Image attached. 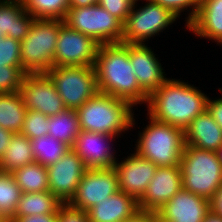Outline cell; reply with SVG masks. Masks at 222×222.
Wrapping results in <instances>:
<instances>
[{"label":"cell","mask_w":222,"mask_h":222,"mask_svg":"<svg viewBox=\"0 0 222 222\" xmlns=\"http://www.w3.org/2000/svg\"><path fill=\"white\" fill-rule=\"evenodd\" d=\"M123 222H158V219L155 212L139 210L132 217Z\"/></svg>","instance_id":"39"},{"label":"cell","mask_w":222,"mask_h":222,"mask_svg":"<svg viewBox=\"0 0 222 222\" xmlns=\"http://www.w3.org/2000/svg\"><path fill=\"white\" fill-rule=\"evenodd\" d=\"M31 147L35 162L46 167L57 162L71 149L67 144L58 141L51 135L32 139Z\"/></svg>","instance_id":"28"},{"label":"cell","mask_w":222,"mask_h":222,"mask_svg":"<svg viewBox=\"0 0 222 222\" xmlns=\"http://www.w3.org/2000/svg\"><path fill=\"white\" fill-rule=\"evenodd\" d=\"M185 145L216 151L222 145V129L206 110L184 130Z\"/></svg>","instance_id":"21"},{"label":"cell","mask_w":222,"mask_h":222,"mask_svg":"<svg viewBox=\"0 0 222 222\" xmlns=\"http://www.w3.org/2000/svg\"><path fill=\"white\" fill-rule=\"evenodd\" d=\"M134 3V0H98L97 4L124 23Z\"/></svg>","instance_id":"35"},{"label":"cell","mask_w":222,"mask_h":222,"mask_svg":"<svg viewBox=\"0 0 222 222\" xmlns=\"http://www.w3.org/2000/svg\"><path fill=\"white\" fill-rule=\"evenodd\" d=\"M26 12L35 19L64 20L70 8L68 0H22Z\"/></svg>","instance_id":"30"},{"label":"cell","mask_w":222,"mask_h":222,"mask_svg":"<svg viewBox=\"0 0 222 222\" xmlns=\"http://www.w3.org/2000/svg\"><path fill=\"white\" fill-rule=\"evenodd\" d=\"M57 222H89V218L86 211L63 204L58 210Z\"/></svg>","instance_id":"36"},{"label":"cell","mask_w":222,"mask_h":222,"mask_svg":"<svg viewBox=\"0 0 222 222\" xmlns=\"http://www.w3.org/2000/svg\"><path fill=\"white\" fill-rule=\"evenodd\" d=\"M64 23L100 45L122 40L123 23L98 4L69 8Z\"/></svg>","instance_id":"9"},{"label":"cell","mask_w":222,"mask_h":222,"mask_svg":"<svg viewBox=\"0 0 222 222\" xmlns=\"http://www.w3.org/2000/svg\"><path fill=\"white\" fill-rule=\"evenodd\" d=\"M100 44L93 38L60 25L53 66H94Z\"/></svg>","instance_id":"10"},{"label":"cell","mask_w":222,"mask_h":222,"mask_svg":"<svg viewBox=\"0 0 222 222\" xmlns=\"http://www.w3.org/2000/svg\"><path fill=\"white\" fill-rule=\"evenodd\" d=\"M158 166L135 151L113 166L119 190L139 201L145 194Z\"/></svg>","instance_id":"14"},{"label":"cell","mask_w":222,"mask_h":222,"mask_svg":"<svg viewBox=\"0 0 222 222\" xmlns=\"http://www.w3.org/2000/svg\"><path fill=\"white\" fill-rule=\"evenodd\" d=\"M80 129L117 138L135 128L133 106L122 99L98 92L76 110Z\"/></svg>","instance_id":"3"},{"label":"cell","mask_w":222,"mask_h":222,"mask_svg":"<svg viewBox=\"0 0 222 222\" xmlns=\"http://www.w3.org/2000/svg\"><path fill=\"white\" fill-rule=\"evenodd\" d=\"M49 117L39 111L27 110L24 118V123L21 129V134L25 135L30 140L48 135Z\"/></svg>","instance_id":"31"},{"label":"cell","mask_w":222,"mask_h":222,"mask_svg":"<svg viewBox=\"0 0 222 222\" xmlns=\"http://www.w3.org/2000/svg\"><path fill=\"white\" fill-rule=\"evenodd\" d=\"M211 209L222 216V186L211 200Z\"/></svg>","instance_id":"41"},{"label":"cell","mask_w":222,"mask_h":222,"mask_svg":"<svg viewBox=\"0 0 222 222\" xmlns=\"http://www.w3.org/2000/svg\"><path fill=\"white\" fill-rule=\"evenodd\" d=\"M19 93L27 110L39 111L51 117L66 109L46 73L25 74Z\"/></svg>","instance_id":"12"},{"label":"cell","mask_w":222,"mask_h":222,"mask_svg":"<svg viewBox=\"0 0 222 222\" xmlns=\"http://www.w3.org/2000/svg\"><path fill=\"white\" fill-rule=\"evenodd\" d=\"M35 18L26 12L22 0H0V33L22 41Z\"/></svg>","instance_id":"22"},{"label":"cell","mask_w":222,"mask_h":222,"mask_svg":"<svg viewBox=\"0 0 222 222\" xmlns=\"http://www.w3.org/2000/svg\"><path fill=\"white\" fill-rule=\"evenodd\" d=\"M143 44H129V60L141 90L149 97L168 78L157 55Z\"/></svg>","instance_id":"17"},{"label":"cell","mask_w":222,"mask_h":222,"mask_svg":"<svg viewBox=\"0 0 222 222\" xmlns=\"http://www.w3.org/2000/svg\"><path fill=\"white\" fill-rule=\"evenodd\" d=\"M70 8L87 7L98 3V0H68Z\"/></svg>","instance_id":"42"},{"label":"cell","mask_w":222,"mask_h":222,"mask_svg":"<svg viewBox=\"0 0 222 222\" xmlns=\"http://www.w3.org/2000/svg\"><path fill=\"white\" fill-rule=\"evenodd\" d=\"M87 169L81 158L72 149L68 150L57 162L47 166L49 191L67 204Z\"/></svg>","instance_id":"13"},{"label":"cell","mask_w":222,"mask_h":222,"mask_svg":"<svg viewBox=\"0 0 222 222\" xmlns=\"http://www.w3.org/2000/svg\"><path fill=\"white\" fill-rule=\"evenodd\" d=\"M139 210L138 201L119 190L86 212L89 222H123Z\"/></svg>","instance_id":"19"},{"label":"cell","mask_w":222,"mask_h":222,"mask_svg":"<svg viewBox=\"0 0 222 222\" xmlns=\"http://www.w3.org/2000/svg\"><path fill=\"white\" fill-rule=\"evenodd\" d=\"M184 190L210 201L222 186V165L216 151L185 145L180 162Z\"/></svg>","instance_id":"5"},{"label":"cell","mask_w":222,"mask_h":222,"mask_svg":"<svg viewBox=\"0 0 222 222\" xmlns=\"http://www.w3.org/2000/svg\"><path fill=\"white\" fill-rule=\"evenodd\" d=\"M207 111L214 118L218 126L222 129V97L211 99L209 97L207 103Z\"/></svg>","instance_id":"38"},{"label":"cell","mask_w":222,"mask_h":222,"mask_svg":"<svg viewBox=\"0 0 222 222\" xmlns=\"http://www.w3.org/2000/svg\"><path fill=\"white\" fill-rule=\"evenodd\" d=\"M166 9L171 10L176 16L180 17L183 11H188V16L185 17L186 29L187 26L194 20L198 13L200 6V0H151ZM191 8V9H189Z\"/></svg>","instance_id":"33"},{"label":"cell","mask_w":222,"mask_h":222,"mask_svg":"<svg viewBox=\"0 0 222 222\" xmlns=\"http://www.w3.org/2000/svg\"><path fill=\"white\" fill-rule=\"evenodd\" d=\"M47 127L48 135L67 144L70 148L81 131L76 110L67 108L61 113L49 117Z\"/></svg>","instance_id":"26"},{"label":"cell","mask_w":222,"mask_h":222,"mask_svg":"<svg viewBox=\"0 0 222 222\" xmlns=\"http://www.w3.org/2000/svg\"><path fill=\"white\" fill-rule=\"evenodd\" d=\"M22 193L49 191L47 167L37 163H29L12 172Z\"/></svg>","instance_id":"27"},{"label":"cell","mask_w":222,"mask_h":222,"mask_svg":"<svg viewBox=\"0 0 222 222\" xmlns=\"http://www.w3.org/2000/svg\"><path fill=\"white\" fill-rule=\"evenodd\" d=\"M117 191L119 186L113 167L87 169L75 195L67 204L74 209L87 211Z\"/></svg>","instance_id":"11"},{"label":"cell","mask_w":222,"mask_h":222,"mask_svg":"<svg viewBox=\"0 0 222 222\" xmlns=\"http://www.w3.org/2000/svg\"><path fill=\"white\" fill-rule=\"evenodd\" d=\"M58 213L12 217L8 222H57Z\"/></svg>","instance_id":"37"},{"label":"cell","mask_w":222,"mask_h":222,"mask_svg":"<svg viewBox=\"0 0 222 222\" xmlns=\"http://www.w3.org/2000/svg\"><path fill=\"white\" fill-rule=\"evenodd\" d=\"M46 74L67 109H79L99 92L93 66H53Z\"/></svg>","instance_id":"7"},{"label":"cell","mask_w":222,"mask_h":222,"mask_svg":"<svg viewBox=\"0 0 222 222\" xmlns=\"http://www.w3.org/2000/svg\"><path fill=\"white\" fill-rule=\"evenodd\" d=\"M34 161L31 140L21 133H16L0 159V171L12 173Z\"/></svg>","instance_id":"24"},{"label":"cell","mask_w":222,"mask_h":222,"mask_svg":"<svg viewBox=\"0 0 222 222\" xmlns=\"http://www.w3.org/2000/svg\"><path fill=\"white\" fill-rule=\"evenodd\" d=\"M114 138L117 137L81 130L71 149L81 158L88 169L113 167L118 160L115 156L116 150L112 148Z\"/></svg>","instance_id":"15"},{"label":"cell","mask_w":222,"mask_h":222,"mask_svg":"<svg viewBox=\"0 0 222 222\" xmlns=\"http://www.w3.org/2000/svg\"><path fill=\"white\" fill-rule=\"evenodd\" d=\"M183 80L168 78L147 101V116L185 130L207 110L209 96Z\"/></svg>","instance_id":"1"},{"label":"cell","mask_w":222,"mask_h":222,"mask_svg":"<svg viewBox=\"0 0 222 222\" xmlns=\"http://www.w3.org/2000/svg\"><path fill=\"white\" fill-rule=\"evenodd\" d=\"M100 93L129 102L133 107L147 104L129 60V44L109 43L99 46L94 63Z\"/></svg>","instance_id":"2"},{"label":"cell","mask_w":222,"mask_h":222,"mask_svg":"<svg viewBox=\"0 0 222 222\" xmlns=\"http://www.w3.org/2000/svg\"><path fill=\"white\" fill-rule=\"evenodd\" d=\"M64 20L35 19L20 42L22 69L26 74L47 73L53 67L59 28Z\"/></svg>","instance_id":"6"},{"label":"cell","mask_w":222,"mask_h":222,"mask_svg":"<svg viewBox=\"0 0 222 222\" xmlns=\"http://www.w3.org/2000/svg\"><path fill=\"white\" fill-rule=\"evenodd\" d=\"M187 29L222 46V0H200L198 13Z\"/></svg>","instance_id":"20"},{"label":"cell","mask_w":222,"mask_h":222,"mask_svg":"<svg viewBox=\"0 0 222 222\" xmlns=\"http://www.w3.org/2000/svg\"><path fill=\"white\" fill-rule=\"evenodd\" d=\"M211 211V201L183 188L157 212L158 222H203Z\"/></svg>","instance_id":"16"},{"label":"cell","mask_w":222,"mask_h":222,"mask_svg":"<svg viewBox=\"0 0 222 222\" xmlns=\"http://www.w3.org/2000/svg\"><path fill=\"white\" fill-rule=\"evenodd\" d=\"M216 154H217V157L219 159V162L222 165V145L216 150Z\"/></svg>","instance_id":"44"},{"label":"cell","mask_w":222,"mask_h":222,"mask_svg":"<svg viewBox=\"0 0 222 222\" xmlns=\"http://www.w3.org/2000/svg\"><path fill=\"white\" fill-rule=\"evenodd\" d=\"M182 188L180 166H158L145 194L138 201L139 209L156 213Z\"/></svg>","instance_id":"18"},{"label":"cell","mask_w":222,"mask_h":222,"mask_svg":"<svg viewBox=\"0 0 222 222\" xmlns=\"http://www.w3.org/2000/svg\"><path fill=\"white\" fill-rule=\"evenodd\" d=\"M14 133L0 127V159L9 147V143Z\"/></svg>","instance_id":"40"},{"label":"cell","mask_w":222,"mask_h":222,"mask_svg":"<svg viewBox=\"0 0 222 222\" xmlns=\"http://www.w3.org/2000/svg\"><path fill=\"white\" fill-rule=\"evenodd\" d=\"M203 222H222V216L215 213L212 209L204 218Z\"/></svg>","instance_id":"43"},{"label":"cell","mask_w":222,"mask_h":222,"mask_svg":"<svg viewBox=\"0 0 222 222\" xmlns=\"http://www.w3.org/2000/svg\"><path fill=\"white\" fill-rule=\"evenodd\" d=\"M20 41L4 36L0 38V64L2 66L22 67Z\"/></svg>","instance_id":"34"},{"label":"cell","mask_w":222,"mask_h":222,"mask_svg":"<svg viewBox=\"0 0 222 222\" xmlns=\"http://www.w3.org/2000/svg\"><path fill=\"white\" fill-rule=\"evenodd\" d=\"M144 1L146 4L139 8L135 1L129 16L123 23L122 43L145 44L148 39L163 33L179 19L171 10L151 0Z\"/></svg>","instance_id":"8"},{"label":"cell","mask_w":222,"mask_h":222,"mask_svg":"<svg viewBox=\"0 0 222 222\" xmlns=\"http://www.w3.org/2000/svg\"><path fill=\"white\" fill-rule=\"evenodd\" d=\"M25 74L22 67L2 66L0 64V93L19 91Z\"/></svg>","instance_id":"32"},{"label":"cell","mask_w":222,"mask_h":222,"mask_svg":"<svg viewBox=\"0 0 222 222\" xmlns=\"http://www.w3.org/2000/svg\"><path fill=\"white\" fill-rule=\"evenodd\" d=\"M21 195L12 173L0 171V217L5 222L14 216Z\"/></svg>","instance_id":"29"},{"label":"cell","mask_w":222,"mask_h":222,"mask_svg":"<svg viewBox=\"0 0 222 222\" xmlns=\"http://www.w3.org/2000/svg\"><path fill=\"white\" fill-rule=\"evenodd\" d=\"M62 205L51 191L22 193L13 217L58 213Z\"/></svg>","instance_id":"23"},{"label":"cell","mask_w":222,"mask_h":222,"mask_svg":"<svg viewBox=\"0 0 222 222\" xmlns=\"http://www.w3.org/2000/svg\"><path fill=\"white\" fill-rule=\"evenodd\" d=\"M142 132L138 131L135 152L157 166H180L185 148L184 130L155 121L151 117Z\"/></svg>","instance_id":"4"},{"label":"cell","mask_w":222,"mask_h":222,"mask_svg":"<svg viewBox=\"0 0 222 222\" xmlns=\"http://www.w3.org/2000/svg\"><path fill=\"white\" fill-rule=\"evenodd\" d=\"M26 107L22 97L17 92L0 93V127L20 133L26 114Z\"/></svg>","instance_id":"25"}]
</instances>
